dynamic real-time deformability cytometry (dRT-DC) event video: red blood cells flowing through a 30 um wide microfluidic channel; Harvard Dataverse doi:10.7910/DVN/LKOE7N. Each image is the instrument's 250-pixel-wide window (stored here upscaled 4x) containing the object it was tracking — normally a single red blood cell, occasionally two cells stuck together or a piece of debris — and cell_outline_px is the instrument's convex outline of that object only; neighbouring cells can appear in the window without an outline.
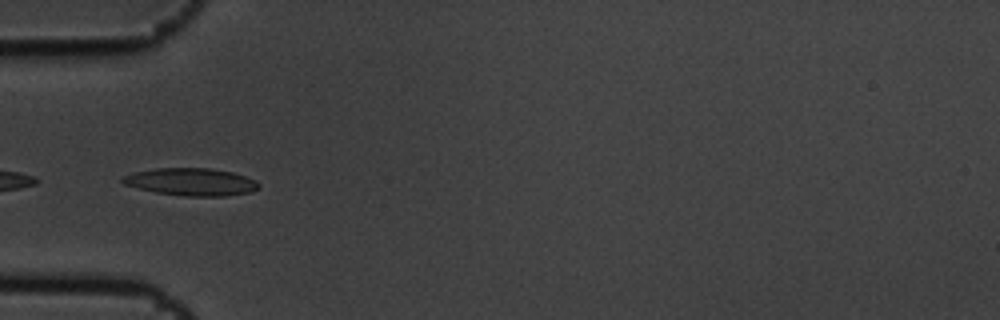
{"species": "common noctule bat (a hibernating species)", "species_latin": "Nyctalus noctula", "temperature_condition": "cold", "stored_images_in_passage": 6, "camera_frame_rate_fps": 3000, "um_per_image_px": 0.085, "animal": {"sex": "male", "body_mass_g": 19.5, "forearm_length_mm": 54.6}, "frame": {"image": 1, "passage_image": 5, "time_ms": 1.333, "image_size_px": [1000, 320], "cell_outline_px": [[260, 188], [252, 192], [224, 196], [184, 196], [156, 192], [124, 184], [120, 180], [120, 176], [132, 172], [156, 168], [212, 168], [232, 172], [256, 180], [260, 184]], "centroid_in_image_um": [16.25, 15.45], "position_along_channel_um": 68.7, "area_um2": 21.96}}
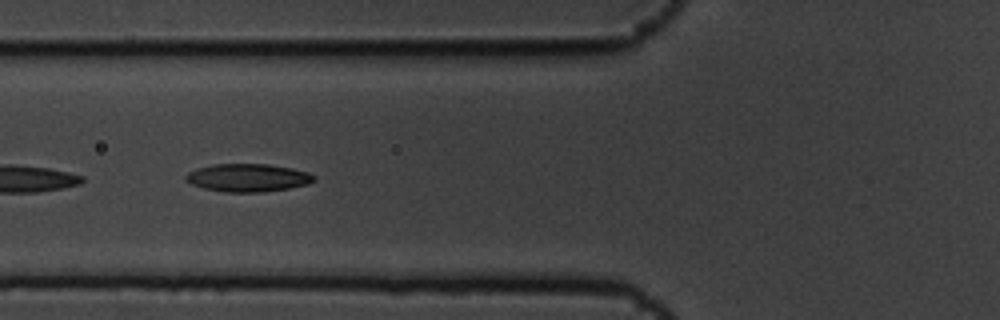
{"frame": {"image": 2, "passage_image": 6, "time_ms": 1.667, "image_size_px": [1000, 320], "cell_outline_px": [[316, 180], [308, 184], [288, 188], [264, 192], [224, 192], [204, 188], [192, 184], [184, 180], [184, 176], [188, 172], [196, 168], [212, 164], [268, 164], [292, 168], [308, 172], [316, 176]], "centroid_in_image_um": [21.06, 15.1], "position_along_channel_um": 104.7, "area_um2": 21.04}}